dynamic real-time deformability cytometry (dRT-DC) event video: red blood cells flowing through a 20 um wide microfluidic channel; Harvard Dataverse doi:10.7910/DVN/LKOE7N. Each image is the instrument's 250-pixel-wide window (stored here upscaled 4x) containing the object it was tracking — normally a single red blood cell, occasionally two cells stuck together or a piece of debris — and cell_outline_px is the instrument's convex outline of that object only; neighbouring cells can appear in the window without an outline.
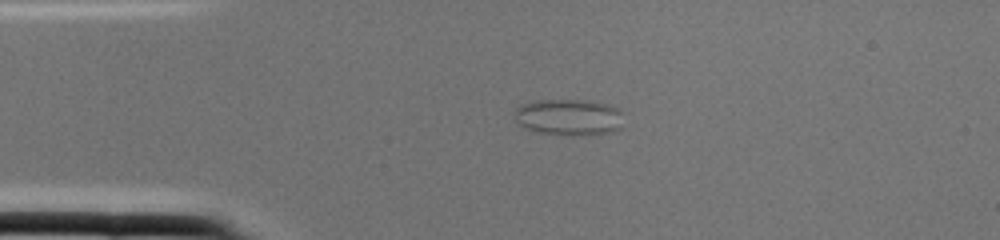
{"species": "common noctule bat (a hibernating species)", "species_latin": "Nyctalus noctula", "temperature_condition": "cold", "stored_images_in_passage": 1, "camera_frame_rate_fps": 3000, "um_per_image_px": 0.085, "animal": {"sex": "female", "body_mass_g": 22.0, "forearm_length_mm": 56.7}, "frame": {"image": 1, "passage_image": 1, "time_ms": 0.0, "image_size_px": [1000, 240], "cell_outline_px": [[624, 112], [620, 128], [612, 132], [572, 136], [568, 136], [540, 132], [524, 128], [516, 120], [512, 112], [520, 104], [532, 100], [588, 100], [604, 104], [616, 108]], "centroid_in_image_um": [48.32, 9.96], "position_along_channel_um": 36.7, "area_um2": 23.41}}